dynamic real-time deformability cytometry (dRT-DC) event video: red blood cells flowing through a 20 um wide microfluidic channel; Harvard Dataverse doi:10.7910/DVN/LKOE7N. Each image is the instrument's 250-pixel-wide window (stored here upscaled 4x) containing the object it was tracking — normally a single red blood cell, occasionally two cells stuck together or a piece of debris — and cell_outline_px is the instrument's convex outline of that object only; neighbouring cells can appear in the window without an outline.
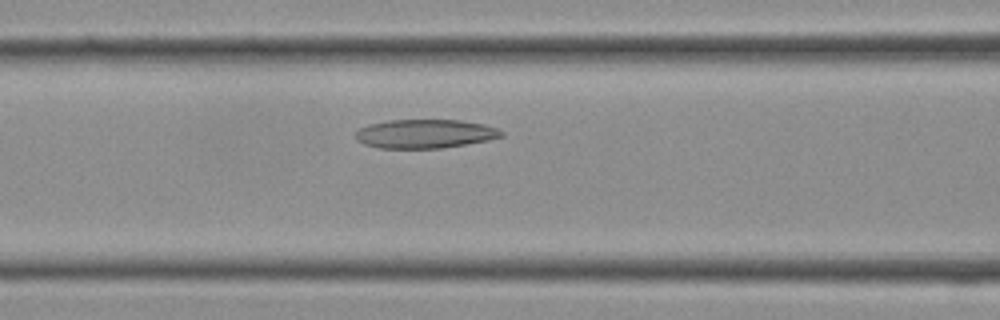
{"species": "Egyptian fruit bat (a non-hibernating species)", "species_latin": "Rousettus aegyptiacus", "temperature_condition": "cold", "stored_images_in_passage": 15, "camera_frame_rate_fps": 3000, "um_per_image_px": 0.085, "frame": {"image": 1, "passage_image": 9, "time_ms": 2.667, "image_size_px": [1000, 320], "cell_outline_px": [[504, 136], [488, 140], [440, 148], [380, 148], [364, 144], [356, 140], [356, 132], [360, 128], [368, 124], [388, 120], [460, 120], [484, 124], [496, 128], [504, 132]], "centroid_in_image_um": [36.12, 11.36], "position_along_channel_um": 130.5, "area_um2": 24.45}}
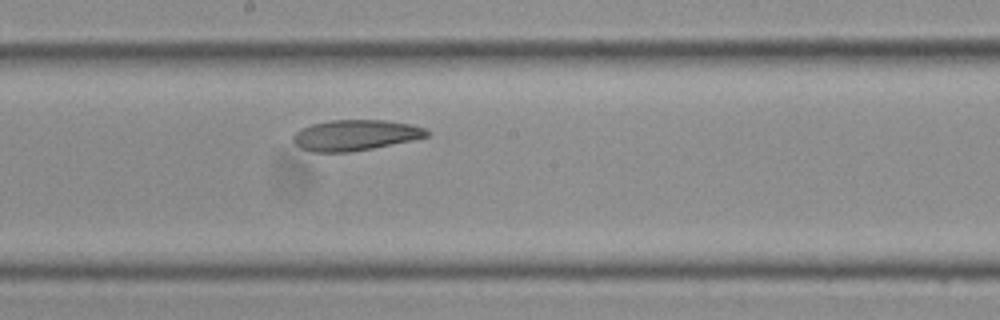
{"frame": {"image": 2, "passage_image": 13, "time_ms": 4.0, "image_size_px": [1000, 320], "cell_outline_px": [[432, 132], [428, 136], [412, 140], [372, 148], [348, 152], [312, 152], [300, 148], [292, 140], [292, 136], [300, 128], [312, 124], [332, 120], [384, 120], [412, 124], [424, 128]], "centroid_in_image_um": [30.19, 11.48], "position_along_channel_um": 218.0, "area_um2": 23.93}}
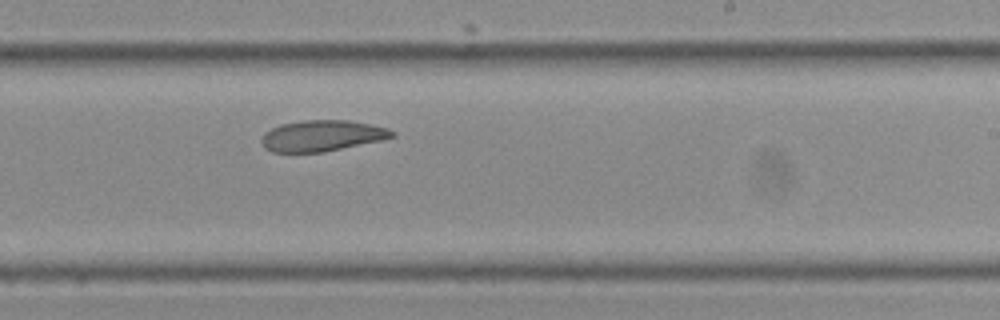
{"frame": {"image": 3, "passage_image": 15, "time_ms": 4.667, "image_size_px": [1000, 320], "cell_outline_px": [[396, 136], [384, 140], [324, 152], [272, 152], [264, 148], [260, 140], [264, 132], [280, 124], [304, 120], [348, 120], [372, 124], [388, 128], [396, 132]], "centroid_in_image_um": [27.4, 11.54], "position_along_channel_um": 261.6, "area_um2": 23.93}}